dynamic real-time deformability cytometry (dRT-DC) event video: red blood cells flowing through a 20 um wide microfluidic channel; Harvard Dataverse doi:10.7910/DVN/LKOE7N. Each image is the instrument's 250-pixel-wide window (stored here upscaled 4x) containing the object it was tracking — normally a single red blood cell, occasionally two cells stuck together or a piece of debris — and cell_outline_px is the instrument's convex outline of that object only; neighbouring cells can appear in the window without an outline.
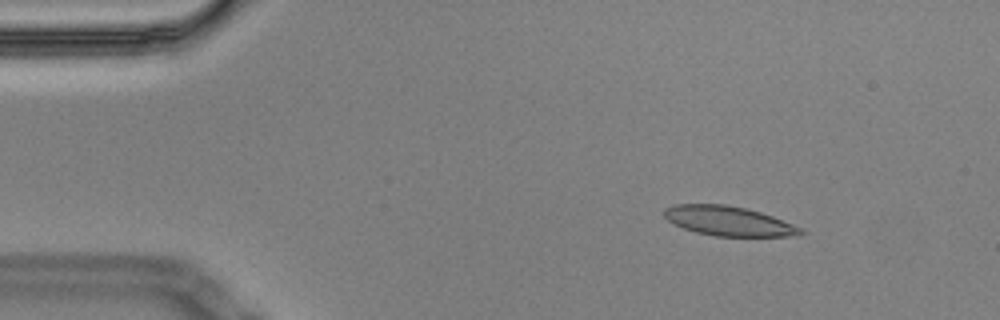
{"species": "Egyptian fruit bat (a non-hibernating species)", "species_latin": "Rousettus aegyptiacus", "temperature_condition": "cold", "stored_images_in_passage": 3, "camera_frame_rate_fps": 3000, "um_per_image_px": 0.085, "animal": {"sex": "male"}, "frame": {"image": 1, "passage_image": 1, "time_ms": 0.0, "image_size_px": [1000, 320], "cell_outline_px": [[804, 232], [796, 236], [716, 236], [696, 232], [684, 228], [668, 220], [664, 216], [664, 208], [676, 204], [724, 204], [744, 208], [760, 212], [772, 216], [792, 224], [800, 228]], "centroid_in_image_um": [61.91, 18.78], "position_along_channel_um": 23.1, "area_um2": 23.18}}